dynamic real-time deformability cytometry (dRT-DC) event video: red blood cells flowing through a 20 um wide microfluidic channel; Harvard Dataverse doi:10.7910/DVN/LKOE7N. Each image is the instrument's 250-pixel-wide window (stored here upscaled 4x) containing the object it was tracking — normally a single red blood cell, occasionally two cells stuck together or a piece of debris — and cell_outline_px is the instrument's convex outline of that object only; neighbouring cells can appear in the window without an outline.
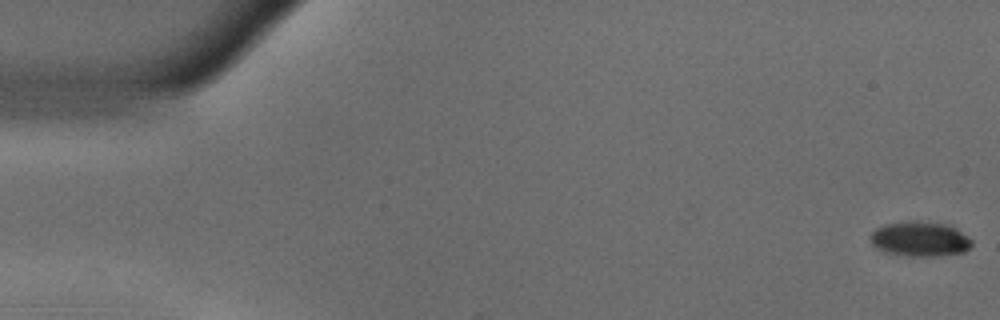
{"species": "common noctule bat (a hibernating species)", "species_latin": "Nyctalus noctula", "temperature_condition": "warm", "stored_images_in_passage": 55, "camera_frame_rate_fps": 3000, "um_per_image_px": 0.085, "animal": {"sex": "male", "body_mass_g": 18.8}, "frame": {"image": 1, "passage_image": 1, "time_ms": 0.0, "image_size_px": [1000, 320], "cell_outline_px": [[972, 244], [964, 252], [940, 256], [904, 256], [884, 252], [876, 248], [872, 244], [872, 232], [876, 228], [884, 224], [908, 220], [916, 220], [948, 224], [956, 228], [968, 236], [972, 240]], "centroid_in_image_um": [78.2, 20.31], "position_along_channel_um": 6.8, "area_um2": 20.92}}
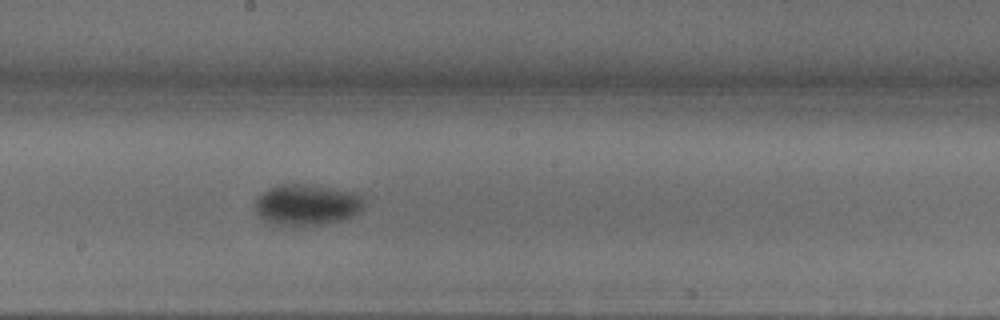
{"frame": {"image": 2, "passage_image": 30, "time_ms": 9.667, "image_size_px": [1000, 320], "cell_outline_px": [[364, 204], [360, 212], [352, 216], [340, 220], [320, 224], [296, 228], [272, 224], [264, 220], [256, 212], [252, 204], [256, 196], [268, 188], [276, 184], [304, 184], [352, 192], [360, 196]], "centroid_in_image_um": [25.97, 17.43], "position_along_channel_um": 222.2, "area_um2": 26.47}}
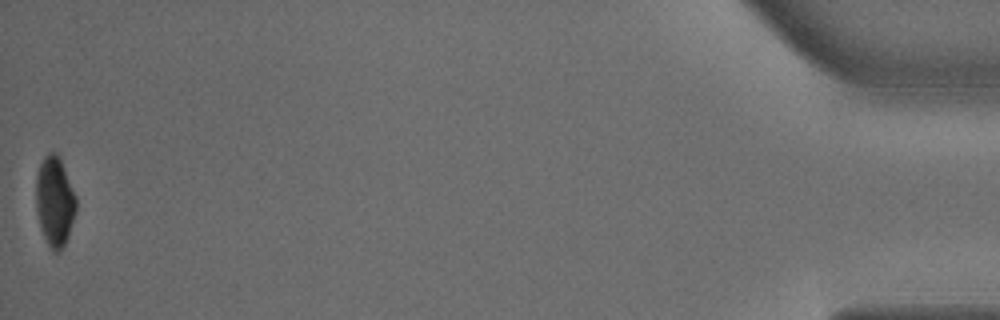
{"frame": {"image": 3, "passage_image": 55, "time_ms": 18.0, "image_size_px": [1000, 320], "cell_outline_px": [[76, 212], [68, 236], [64, 244], [56, 252], [52, 252], [44, 236], [36, 212], [36, 176], [40, 164], [44, 156], [48, 152], [56, 152], [64, 168], [76, 196]], "centroid_in_image_um": [4.64, 17.1], "position_along_channel_um": 430.6, "area_um2": 20.75}}